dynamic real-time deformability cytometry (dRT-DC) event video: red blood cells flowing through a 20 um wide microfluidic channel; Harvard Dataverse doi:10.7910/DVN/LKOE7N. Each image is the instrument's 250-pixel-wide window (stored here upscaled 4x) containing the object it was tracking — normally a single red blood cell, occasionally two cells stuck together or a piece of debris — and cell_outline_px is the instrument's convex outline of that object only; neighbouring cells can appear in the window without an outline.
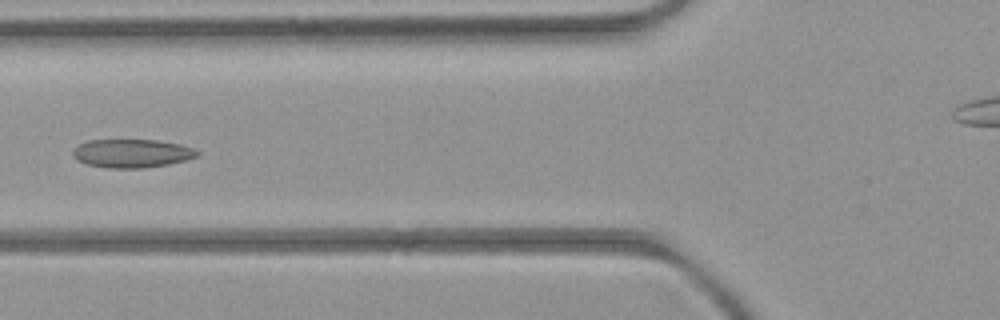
{"species": "common noctule bat (a hibernating species)", "species_latin": "Nyctalus noctula", "temperature_condition": "room temperature", "stored_images_in_passage": 3, "camera_frame_rate_fps": 3000, "um_per_image_px": 0.085, "animal": {"sex": "female", "body_mass_g": 21.9}, "frame": {"image": 1, "passage_image": 2, "time_ms": 1.0, "image_size_px": [1000, 320], "cell_outline_px": [[200, 156], [188, 160], [168, 164], [144, 168], [108, 168], [88, 164], [76, 160], [72, 156], [72, 148], [88, 140], [156, 140], [180, 144], [196, 148], [200, 152]], "centroid_in_image_um": [11.24, 13.03], "position_along_channel_um": 114.6, "area_um2": 20.92}}
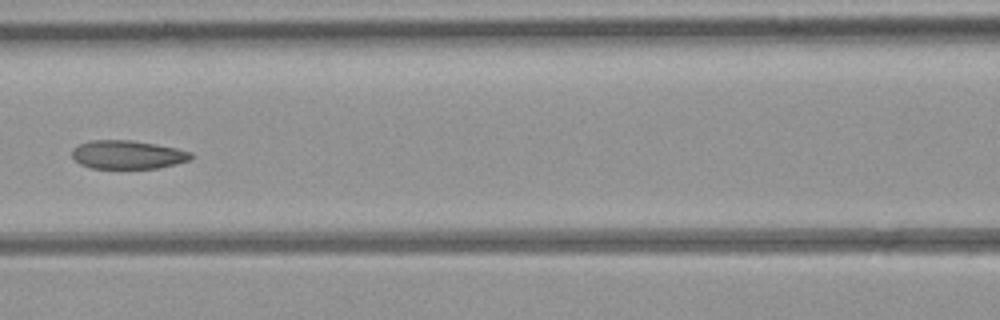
{"frame": {"image": 2, "passage_image": 3, "time_ms": 2.0, "image_size_px": [1000, 320], "cell_outline_px": [[192, 160], [156, 168], [92, 168], [80, 164], [72, 156], [72, 148], [76, 144], [88, 140], [132, 140], [156, 144], [176, 148], [192, 152]], "centroid_in_image_um": [10.82, 13.13], "position_along_channel_um": 155.8, "area_um2": 19.88}}